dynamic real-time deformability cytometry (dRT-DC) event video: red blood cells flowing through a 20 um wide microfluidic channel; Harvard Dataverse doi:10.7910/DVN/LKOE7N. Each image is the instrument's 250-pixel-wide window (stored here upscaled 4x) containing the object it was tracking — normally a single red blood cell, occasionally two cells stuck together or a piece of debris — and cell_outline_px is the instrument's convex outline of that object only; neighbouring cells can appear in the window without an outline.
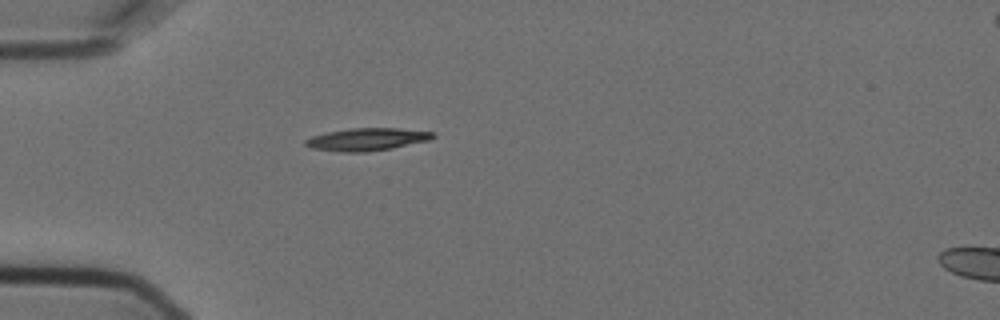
{"species": "Egyptian fruit bat (a non-hibernating species)", "species_latin": "Rousettus aegyptiacus", "temperature_condition": "cold", "stored_images_in_passage": 1, "camera_frame_rate_fps": 3000, "um_per_image_px": 0.085, "animal": {"sex": "female"}, "frame": {"image": 1, "passage_image": 1, "time_ms": 0.0, "image_size_px": [1000, 320], "cell_outline_px": [[436, 136], [428, 140], [392, 148], [368, 152], [344, 152], [312, 148], [304, 144], [304, 140], [312, 136], [328, 132], [352, 128], [396, 128], [432, 132]], "centroid_in_image_um": [31.17, 11.84], "position_along_channel_um": 53.8, "area_um2": 16.53}}